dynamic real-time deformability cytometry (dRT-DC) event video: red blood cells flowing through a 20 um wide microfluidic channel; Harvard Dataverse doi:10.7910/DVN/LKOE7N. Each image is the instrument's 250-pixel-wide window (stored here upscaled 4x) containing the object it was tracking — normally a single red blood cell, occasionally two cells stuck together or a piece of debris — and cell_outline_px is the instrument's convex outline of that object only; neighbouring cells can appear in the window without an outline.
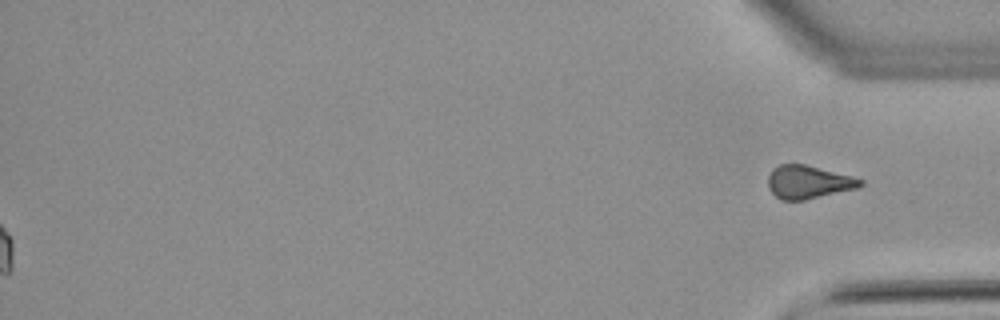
{"species": "common noctule bat (a hibernating species)", "species_latin": "Nyctalus noctula", "temperature_condition": "warm", "stored_images_in_passage": 56, "segment_of_instrument_passage": [2, 2], "camera_frame_rate_fps": 3000, "um_per_image_px": 0.085, "animal": {"sex": "male", "body_mass_g": 21.5, "forearm_length_mm": 52.0}, "frame": {"image": 1, "passage_image": 56, "time_ms": 18.333, "image_size_px": [1000, 320], "cell_outline_px": [[864, 184], [856, 188], [804, 200], [780, 200], [768, 188], [768, 176], [772, 168], [780, 164], [804, 164], [852, 176], [864, 180]], "centroid_in_image_um": [68.68, 15.47], "position_along_channel_um": 366.5, "area_um2": 17.74}}